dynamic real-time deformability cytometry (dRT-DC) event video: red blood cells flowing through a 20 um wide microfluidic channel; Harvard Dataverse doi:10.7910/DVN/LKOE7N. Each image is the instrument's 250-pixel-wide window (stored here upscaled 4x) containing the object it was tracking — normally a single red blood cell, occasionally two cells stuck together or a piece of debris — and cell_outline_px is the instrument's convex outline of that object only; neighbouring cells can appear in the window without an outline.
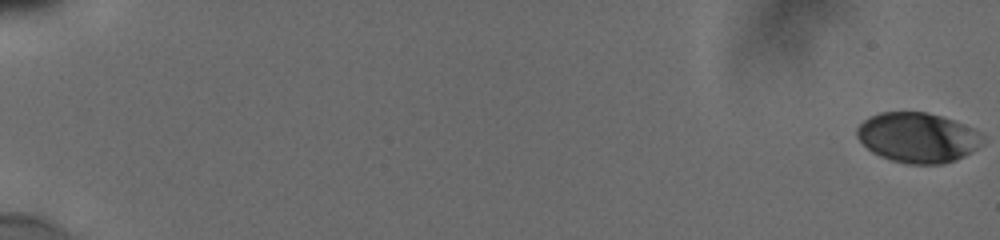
{"species": "human", "species_latin": "Homo sapiens", "temperature_condition": "cold", "stored_images_in_passage": 57, "camera_frame_rate_fps": 3000, "um_per_image_px": 0.085, "donor": {"sex": "male"}, "frame": {"image": 1, "passage_image": 1, "time_ms": 0.0, "image_size_px": [1000, 240], "cell_outline_px": [[984, 136], [980, 144], [972, 152], [956, 160], [940, 164], [908, 164], [892, 160], [880, 156], [872, 152], [856, 136], [856, 128], [868, 116], [880, 112], [928, 112], [952, 120], [972, 128]], "centroid_in_image_um": [77.98, 11.69], "position_along_channel_um": 7.0, "area_um2": 36.47}}
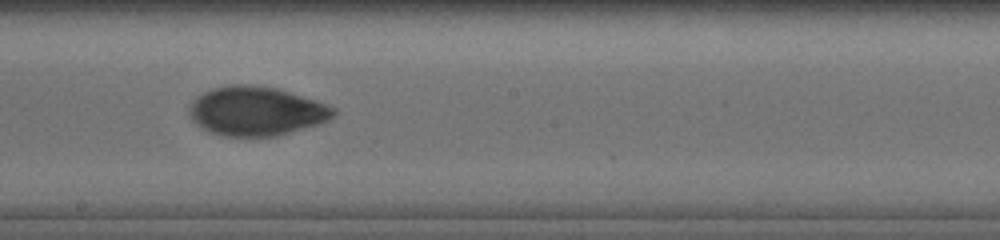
{"frame": {"image": 2, "passage_image": 35, "time_ms": 11.333, "image_size_px": [1000, 240], "cell_outline_px": [[336, 112], [328, 120], [316, 124], [276, 136], [224, 136], [212, 132], [196, 124], [192, 120], [192, 100], [196, 96], [212, 88], [228, 84], [252, 84], [276, 88], [316, 100], [336, 108]], "centroid_in_image_um": [21.79, 9.42], "position_along_channel_um": 226.4, "area_um2": 40.81}}
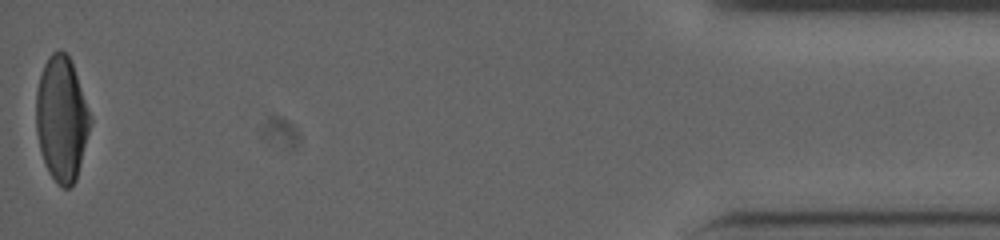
{"frame": {"image": 3, "passage_image": 57, "time_ms": 18.667, "image_size_px": [1000, 240], "cell_outline_px": [[92, 120], [76, 180], [68, 188], [64, 188], [48, 172], [40, 148], [36, 132], [36, 92], [40, 76], [44, 64], [48, 56], [52, 52], [60, 48], [68, 56], [72, 64], [92, 116]], "centroid_in_image_um": [5.24, 10.07], "position_along_channel_um": 430.0, "area_um2": 39.13}, "authors_computed_cell_mechanics": {"area_um2": 39.6508, "velocity_mm_per_s": 3.8584, "shape_relaxation_time_tau1_ms": 5.2566, "shape_relaxation_time_tau2_ms": 2.1813, "deformation_change_tau1": 0.1729, "deformation_change_tau2": 0.0537}}